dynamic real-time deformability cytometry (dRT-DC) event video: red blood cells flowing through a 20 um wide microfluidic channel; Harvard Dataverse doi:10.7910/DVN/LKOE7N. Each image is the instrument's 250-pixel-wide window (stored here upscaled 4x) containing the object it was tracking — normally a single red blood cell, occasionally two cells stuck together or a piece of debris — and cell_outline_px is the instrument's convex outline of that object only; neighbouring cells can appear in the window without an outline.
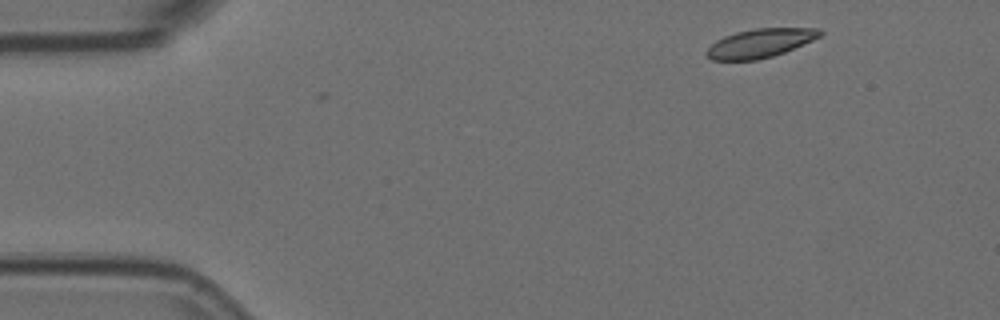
{"species": "Egyptian fruit bat (a non-hibernating species)", "species_latin": "Rousettus aegyptiacus", "temperature_condition": "room temperature", "stored_images_in_passage": 4, "camera_frame_rate_fps": 3000, "um_per_image_px": 0.085, "animal": {"sex": "female"}, "frame": {"image": 1, "passage_image": 1, "time_ms": 0.0, "image_size_px": [1000, 320], "cell_outline_px": [[824, 32], [820, 36], [812, 40], [784, 52], [772, 56], [756, 60], [712, 60], [704, 52], [716, 40], [724, 36], [736, 32], [756, 28], [820, 28]], "centroid_in_image_um": [64.6, 3.66], "position_along_channel_um": 20.4, "area_um2": 18.9}}
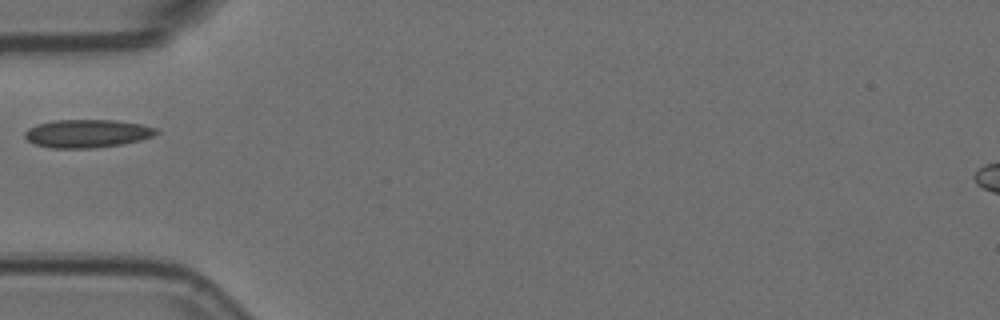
{"frame": {"image": 2, "passage_image": 4, "time_ms": 1.0, "image_size_px": [1000, 320], "cell_outline_px": [[160, 132], [152, 136], [140, 140], [120, 144], [92, 148], [48, 148], [36, 144], [28, 140], [24, 136], [24, 132], [28, 128], [36, 124], [52, 120], [116, 120], [140, 124], [156, 128]], "centroid_in_image_um": [7.38, 11.34], "position_along_channel_um": 77.6, "area_um2": 21.56}}